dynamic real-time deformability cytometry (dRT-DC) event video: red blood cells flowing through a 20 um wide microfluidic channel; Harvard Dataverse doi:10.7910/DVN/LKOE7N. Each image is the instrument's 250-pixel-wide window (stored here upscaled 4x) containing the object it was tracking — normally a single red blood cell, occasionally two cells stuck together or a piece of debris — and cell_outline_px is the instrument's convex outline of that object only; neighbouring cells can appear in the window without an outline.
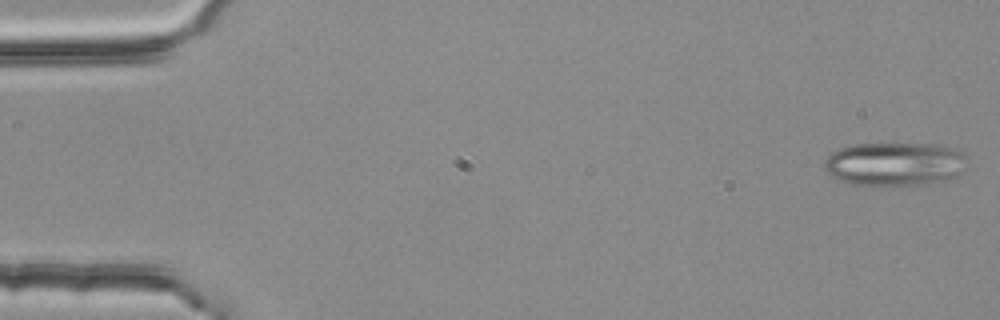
{"species": "common noctule bat (a hibernating species)", "species_latin": "Nyctalus noctula", "temperature_condition": "room temperature", "stored_images_in_passage": 54, "segment_of_instrument_passage": [1, 2], "camera_frame_rate_fps": 3000, "um_per_image_px": 0.085, "animal": {"sex": "female", "body_mass_g": 25.1}, "frame": {"image": 1, "passage_image": 1, "time_ms": 0.0, "image_size_px": [1000, 320], "cell_outline_px": [[968, 160], [960, 172], [952, 176], [920, 184], [852, 184], [840, 180], [832, 176], [824, 168], [824, 160], [832, 152], [840, 148], [852, 144], [936, 144], [952, 148], [964, 152]], "centroid_in_image_um": [76.01, 13.9], "position_along_channel_um": 9.0, "area_um2": 35.55}}